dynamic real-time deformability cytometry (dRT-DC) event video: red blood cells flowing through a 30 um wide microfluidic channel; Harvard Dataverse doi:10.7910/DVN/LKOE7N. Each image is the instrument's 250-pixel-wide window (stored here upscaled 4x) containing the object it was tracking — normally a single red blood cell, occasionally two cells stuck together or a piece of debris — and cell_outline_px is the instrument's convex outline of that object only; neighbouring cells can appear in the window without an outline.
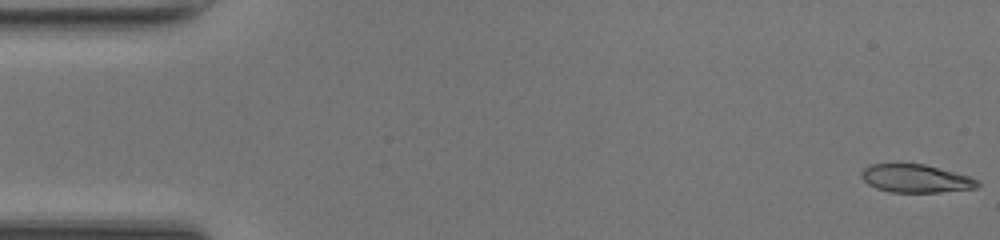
{"species": "common noctule bat (a hibernating species)", "species_latin": "Nyctalus noctula", "temperature_condition": "room temperature", "stored_images_in_passage": 49, "camera_frame_rate_fps": 3000, "um_per_image_px": 0.085, "animal": {"sex": "female", "body_mass_g": 17.0, "forearm_length_mm": 48.0}, "frame": {"image": 1, "passage_image": 1, "time_ms": 0.0, "image_size_px": [1000, 240], "cell_outline_px": [[980, 184], [976, 188], [940, 192], [888, 192], [876, 188], [868, 184], [860, 176], [860, 172], [864, 168], [872, 164], [924, 164], [968, 176], [976, 180]], "centroid_in_image_um": [77.79, 15.18], "position_along_channel_um": 7.2, "area_um2": 18.84}}
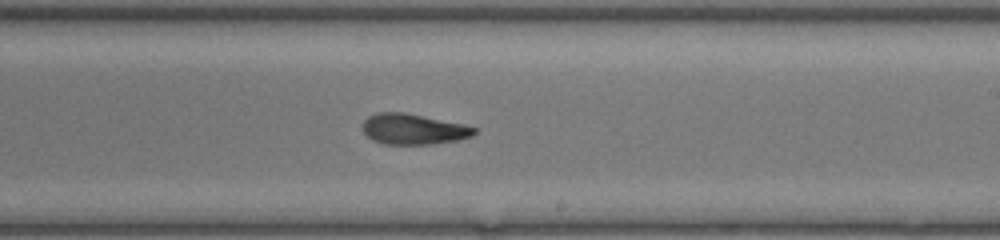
{"frame": {"image": 2, "passage_image": 29, "time_ms": 9.333, "image_size_px": [1000, 240], "cell_outline_px": [[476, 132], [472, 136], [460, 140], [432, 144], [384, 144], [372, 140], [364, 132], [364, 120], [368, 116], [376, 112], [404, 112], [464, 124], [476, 128]], "centroid_in_image_um": [35.15, 10.97], "position_along_channel_um": 253.8, "area_um2": 19.94}}
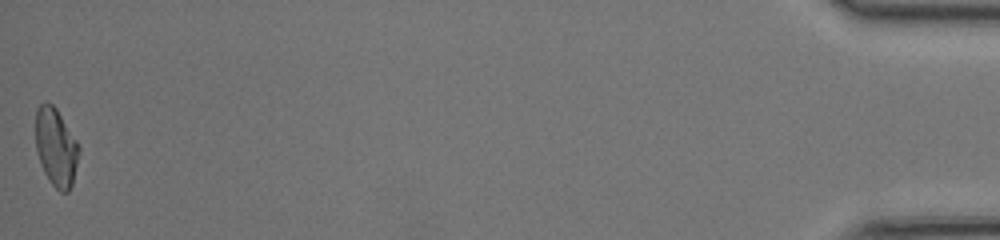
{"frame": {"image": 3, "passage_image": 49, "time_ms": 16.0, "image_size_px": [1000, 240], "cell_outline_px": [[80, 152], [72, 184], [68, 192], [60, 192], [52, 184], [44, 172], [36, 148], [36, 108], [40, 104], [52, 104], [56, 108], [76, 140], [80, 148]], "centroid_in_image_um": [4.77, 12.53], "position_along_channel_um": 430.4, "area_um2": 19.42}, "authors_computed_cell_mechanics": {"area_um2": 19.941, "velocity_mm_per_s": 4.2418, "shape_relaxation_time_tau1_ms": 4.2009, "shape_relaxation_time_tau2_ms": 2.2375, "deformation_change_tau1": 0.1851, "deformation_change_tau2": 0.1036}}